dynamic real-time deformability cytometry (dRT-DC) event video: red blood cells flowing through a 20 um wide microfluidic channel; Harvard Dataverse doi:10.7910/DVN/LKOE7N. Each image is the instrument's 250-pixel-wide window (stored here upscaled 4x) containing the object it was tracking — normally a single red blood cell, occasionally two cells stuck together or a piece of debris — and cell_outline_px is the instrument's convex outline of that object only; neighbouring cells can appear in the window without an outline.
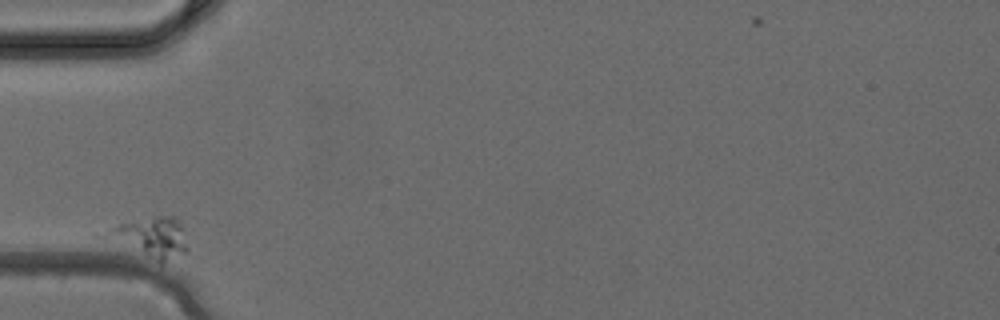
{"species": "common noctule bat (a hibernating species)", "species_latin": "Nyctalus noctula", "temperature_condition": "cold", "stored_images_in_passage": 23, "camera_frame_rate_fps": 3000, "um_per_image_px": 0.085, "animal": {"sex": "female", "body_mass_g": 24.6, "forearm_length_mm": 56.2}, "frame": {"image": 1, "passage_image": 1, "time_ms": 0.0, "image_size_px": [1000, 320], "cell_outline_px": [[188, 252], [164, 264], [160, 264], [104, 236], [104, 232], [120, 224], [156, 216], [176, 216], [180, 220], [188, 248]], "centroid_in_image_um": [12.94, 20.21], "position_along_channel_um": 72.1, "area_um2": 18.9}}
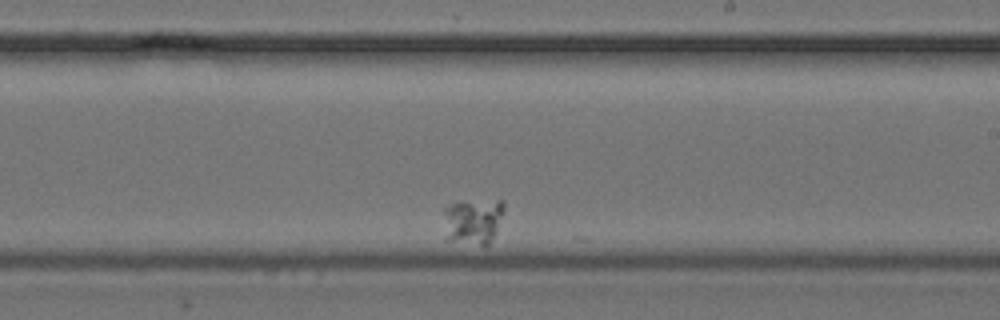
{"frame": {"image": 2, "passage_image": 14, "time_ms": 4.333, "image_size_px": [1000, 320], "cell_outline_px": [[504, 212], [488, 244], [484, 248], [444, 240], [444, 208], [456, 200], [504, 200]], "centroid_in_image_um": [40.15, 18.81], "position_along_channel_um": 248.9, "area_um2": 16.94}}
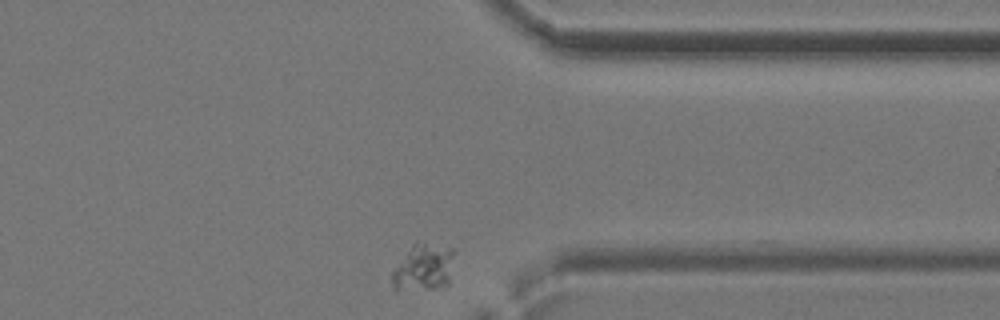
{"frame": {"image": 3, "passage_image": 23, "time_ms": 7.333, "image_size_px": [1000, 320], "cell_outline_px": [[452, 256], [448, 284], [436, 288], [396, 288], [392, 284], [392, 272], [412, 244], [424, 244], [452, 248]], "centroid_in_image_um": [35.99, 22.74], "position_along_channel_um": 375.4, "area_um2": 15.9}}